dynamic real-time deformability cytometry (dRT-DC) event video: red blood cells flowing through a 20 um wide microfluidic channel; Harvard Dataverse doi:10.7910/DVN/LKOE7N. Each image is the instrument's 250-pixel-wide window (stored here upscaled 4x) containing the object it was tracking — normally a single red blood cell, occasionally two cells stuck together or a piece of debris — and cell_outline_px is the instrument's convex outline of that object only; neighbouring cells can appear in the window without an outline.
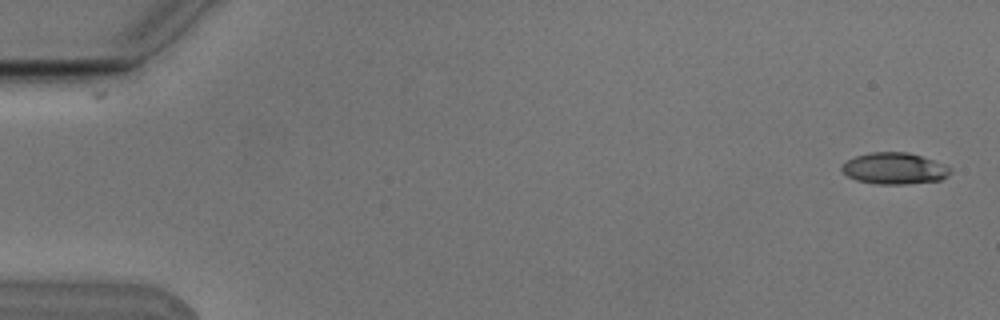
{"species": "Egyptian fruit bat (a non-hibernating species)", "species_latin": "Rousettus aegyptiacus", "temperature_condition": "cold", "stored_images_in_passage": 4, "camera_frame_rate_fps": 3000, "um_per_image_px": 0.085, "animal": {"sex": "male"}, "frame": {"image": 1, "passage_image": 1, "time_ms": 0.0, "image_size_px": [1000, 320], "cell_outline_px": [[952, 168], [948, 176], [940, 180], [904, 184], [876, 184], [856, 180], [848, 176], [840, 168], [840, 164], [856, 156], [872, 152], [908, 152], [948, 164]], "centroid_in_image_um": [76.05, 14.31], "position_along_channel_um": 9.0, "area_um2": 20.06}}